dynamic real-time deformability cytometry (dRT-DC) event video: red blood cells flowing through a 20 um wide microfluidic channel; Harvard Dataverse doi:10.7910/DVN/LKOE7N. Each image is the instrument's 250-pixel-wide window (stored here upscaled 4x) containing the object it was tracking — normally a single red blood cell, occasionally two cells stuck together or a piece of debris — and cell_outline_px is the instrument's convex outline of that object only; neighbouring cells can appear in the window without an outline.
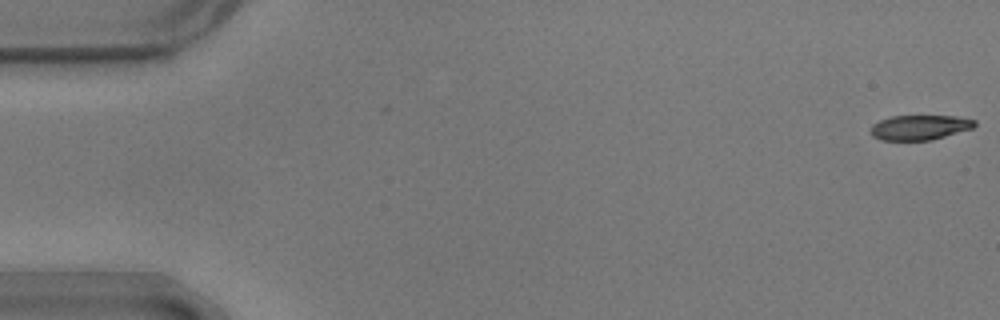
{"species": "common noctule bat (a hibernating species)", "species_latin": "Nyctalus noctula", "temperature_condition": "warm", "stored_images_in_passage": 57, "camera_frame_rate_fps": 3000, "um_per_image_px": 0.085, "animal": {"sex": "male", "body_mass_g": 17.9}, "frame": {"image": 1, "passage_image": 1, "time_ms": 0.0, "image_size_px": [1000, 320], "cell_outline_px": [[976, 124], [972, 128], [932, 140], [880, 140], [872, 136], [868, 132], [872, 124], [880, 120], [892, 116], [956, 116], [976, 120]], "centroid_in_image_um": [78.13, 10.83], "position_along_channel_um": 6.9, "area_um2": 15.14}}
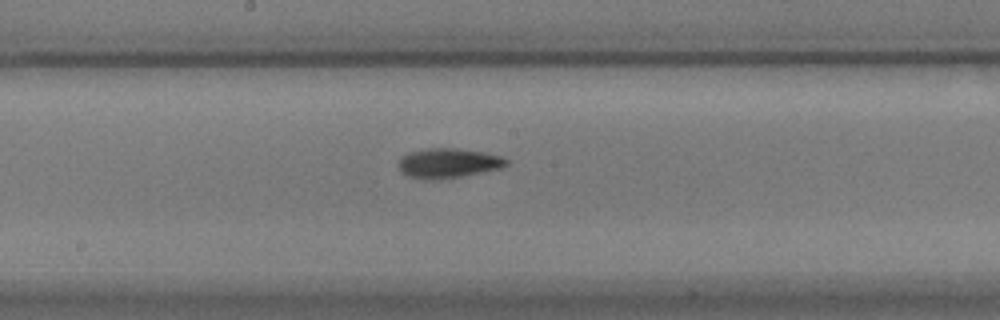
{"frame": {"image": 2, "passage_image": 30, "time_ms": 9.667, "image_size_px": [1000, 320], "cell_outline_px": [[508, 164], [500, 168], [484, 172], [436, 180], [420, 180], [408, 176], [400, 172], [400, 160], [408, 152], [428, 148], [456, 148], [484, 152], [500, 156], [508, 160]], "centroid_in_image_um": [38.09, 13.87], "position_along_channel_um": 210.1, "area_um2": 18.67}}
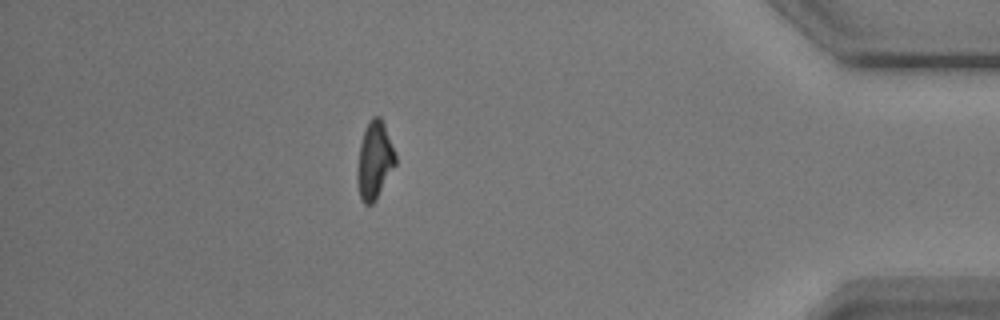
{"frame": {"image": 3, "passage_image": 50, "time_ms": 16.333, "image_size_px": [1000, 320], "cell_outline_px": [[396, 164], [376, 200], [372, 204], [364, 204], [360, 200], [356, 180], [356, 168], [360, 144], [364, 132], [372, 116], [380, 116], [384, 124], [396, 156]], "centroid_in_image_um": [31.81, 13.68], "position_along_channel_um": 403.4, "area_um2": 17.28}, "authors_computed_cell_mechanics": {"area_um2": 17.2244, "velocity_mm_per_s": 3.565, "shape_relaxation_time_tau1_ms": 2.9097, "shape_relaxation_time_tau2_ms": 9.2625, "deformation_change_tau1": 0.1322, "deformation_change_tau2": 0.1877}}